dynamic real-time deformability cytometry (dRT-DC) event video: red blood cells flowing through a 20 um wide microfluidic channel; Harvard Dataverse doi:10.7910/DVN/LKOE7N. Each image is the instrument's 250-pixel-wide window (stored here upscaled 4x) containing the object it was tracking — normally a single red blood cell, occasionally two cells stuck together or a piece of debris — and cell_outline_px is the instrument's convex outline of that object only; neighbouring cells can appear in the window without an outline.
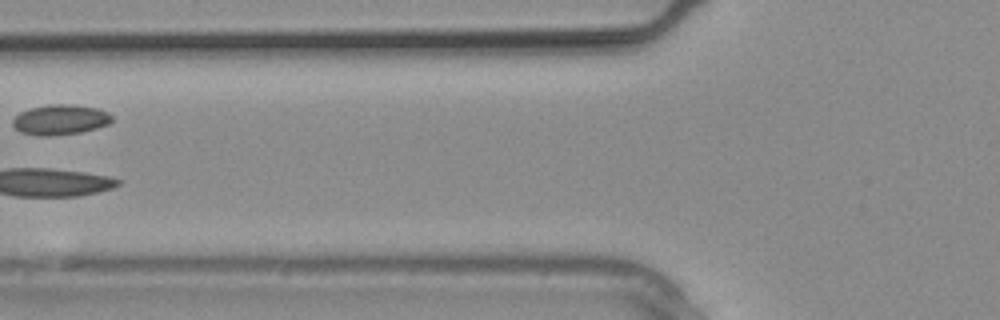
{"species": "common noctule bat (a hibernating species)", "species_latin": "Nyctalus noctula", "temperature_condition": "warm", "stored_images_in_passage": 25, "camera_frame_rate_fps": 3000, "um_per_image_px": 0.085, "animal": {"sex": "male", "body_mass_g": 20.4}, "frame": {"image": 1, "passage_image": 8, "time_ms": 2.333, "image_size_px": [1000, 320], "cell_outline_px": [[112, 120], [108, 124], [96, 128], [80, 132], [44, 136], [40, 136], [20, 132], [12, 124], [12, 120], [20, 112], [28, 108], [48, 104], [72, 104], [96, 108], [108, 112], [112, 116]], "centroid_in_image_um": [5.1, 10.16], "position_along_channel_um": 120.7, "area_um2": 17.4}}